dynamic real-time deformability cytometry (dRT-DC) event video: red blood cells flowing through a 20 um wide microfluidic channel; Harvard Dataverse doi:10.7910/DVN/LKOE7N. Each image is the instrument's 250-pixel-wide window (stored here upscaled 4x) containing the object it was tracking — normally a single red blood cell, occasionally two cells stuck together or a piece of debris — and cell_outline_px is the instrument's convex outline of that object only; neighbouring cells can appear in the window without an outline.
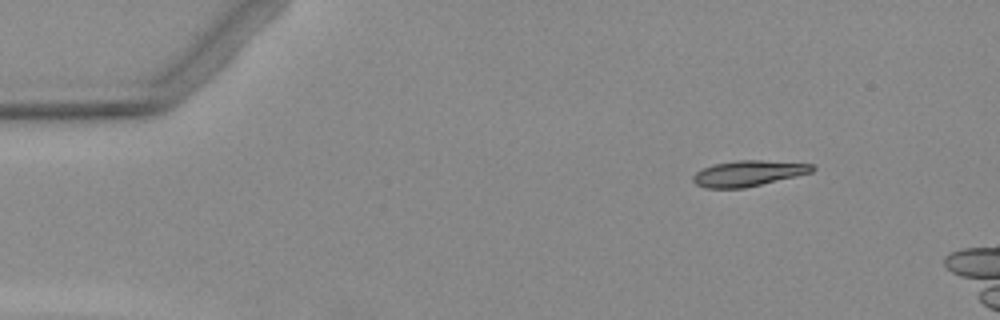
{"species": "Egyptian fruit bat (a non-hibernating species)", "species_latin": "Rousettus aegyptiacus", "temperature_condition": "warm", "stored_images_in_passage": 3, "camera_frame_rate_fps": 3000, "um_per_image_px": 0.085, "animal": {"sex": "female"}, "frame": {"image": 1, "passage_image": 1, "time_ms": 0.0, "image_size_px": [1000, 320], "cell_outline_px": [[816, 168], [812, 172], [796, 176], [744, 188], [704, 188], [696, 184], [692, 180], [692, 176], [696, 172], [704, 168], [716, 164], [736, 160], [760, 160], [812, 164]], "centroid_in_image_um": [63.59, 14.74], "position_along_channel_um": 21.4, "area_um2": 17.69}}